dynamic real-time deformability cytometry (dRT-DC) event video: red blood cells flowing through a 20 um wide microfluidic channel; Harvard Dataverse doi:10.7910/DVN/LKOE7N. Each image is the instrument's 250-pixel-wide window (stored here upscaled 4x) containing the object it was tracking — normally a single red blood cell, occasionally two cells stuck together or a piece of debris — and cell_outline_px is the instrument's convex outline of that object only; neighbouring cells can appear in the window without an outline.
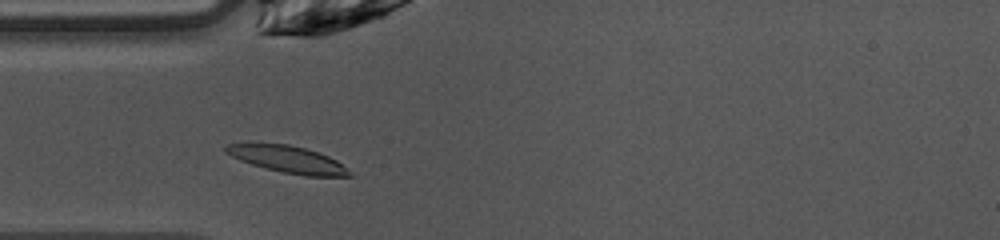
{"species": "common noctule bat (a hibernating species)", "species_latin": "Nyctalus noctula", "temperature_condition": "warm", "stored_images_in_passage": 38, "camera_frame_rate_fps": 3000, "um_per_image_px": 0.085, "animal": {"sex": "female", "body_mass_g": 10.0, "forearm_length_mm": 53.1}, "frame": {"image": 1, "passage_image": 3, "time_ms": 0.667, "image_size_px": [1000, 240], "cell_outline_px": [[352, 176], [304, 176], [284, 172], [252, 164], [240, 160], [224, 152], [224, 148], [228, 144], [288, 144], [304, 148], [328, 156], [336, 160], [348, 168]], "centroid_in_image_um": [24.49, 13.55], "position_along_channel_um": 60.5, "area_um2": 18.9}}
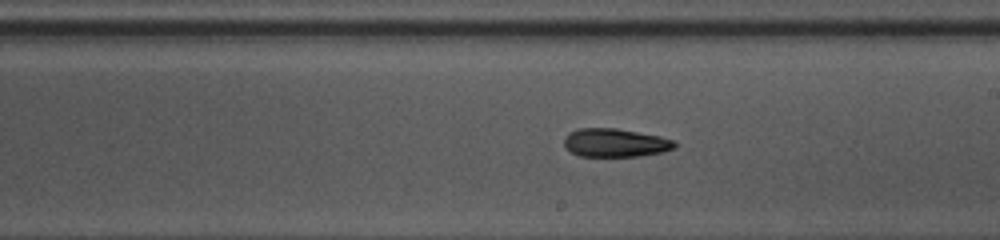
{"frame": {"image": 2, "passage_image": 16, "time_ms": 5.0, "image_size_px": [1000, 240], "cell_outline_px": [[676, 148], [664, 152], [640, 156], [580, 156], [572, 152], [564, 144], [564, 136], [568, 132], [580, 128], [616, 128], [660, 136], [676, 140]], "centroid_in_image_um": [52.33, 12.13], "position_along_channel_um": 236.7, "area_um2": 18.44}}
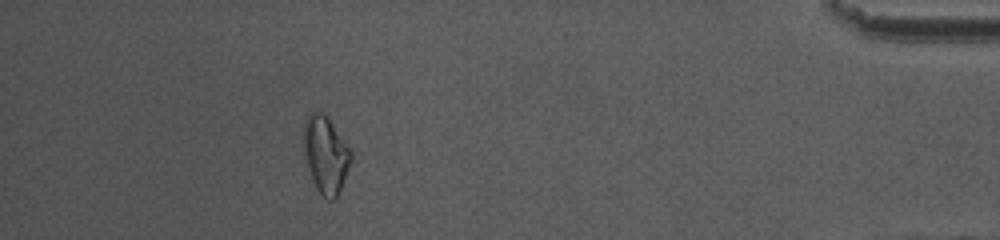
{"frame": {"image": 3, "passage_image": 33, "time_ms": 10.667, "image_size_px": [1000, 240], "cell_outline_px": [[352, 160], [336, 200], [328, 200], [320, 196], [312, 180], [308, 168], [304, 152], [304, 120], [308, 112], [320, 112], [328, 116], [352, 148]], "centroid_in_image_um": [27.71, 13.14], "position_along_channel_um": 407.5, "area_um2": 21.79}, "authors_computed_cell_mechanics": {"area_um2": 18.9584, "velocity_mm_per_s": 4.0434, "shape_relaxation_time_tau1_ms": 10.0093, "shape_relaxation_time_tau2_ms": 11.018, "deformation_change_tau1": 0.2126, "deformation_change_tau2": 0.2177}}